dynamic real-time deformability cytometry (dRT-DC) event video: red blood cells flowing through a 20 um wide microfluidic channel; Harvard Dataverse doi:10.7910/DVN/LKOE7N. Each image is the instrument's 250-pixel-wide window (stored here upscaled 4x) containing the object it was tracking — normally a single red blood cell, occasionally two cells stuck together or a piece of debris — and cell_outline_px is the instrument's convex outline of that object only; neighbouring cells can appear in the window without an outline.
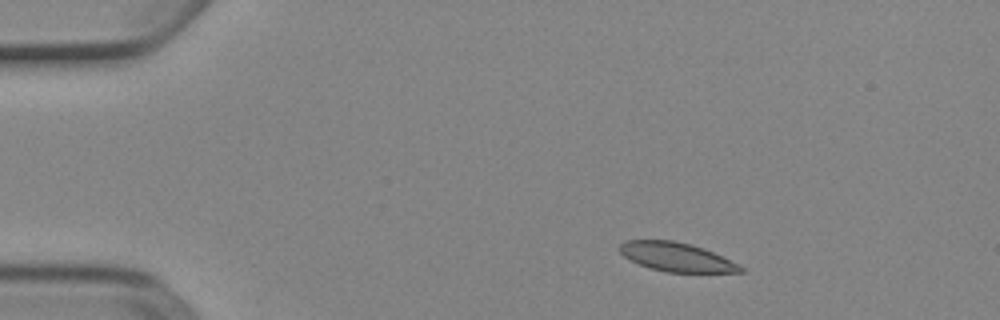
{"species": "Egyptian fruit bat (a non-hibernating species)", "species_latin": "Rousettus aegyptiacus", "temperature_condition": "cold", "stored_images_in_passage": 4, "camera_frame_rate_fps": 3000, "um_per_image_px": 0.085, "animal": {"sex": "female"}, "frame": {"image": 1, "passage_image": 2, "time_ms": 0.333, "image_size_px": [1000, 320], "cell_outline_px": [[744, 272], [664, 272], [648, 268], [624, 256], [616, 248], [624, 240], [672, 240], [692, 244], [704, 248], [740, 264], [744, 268]], "centroid_in_image_um": [57.49, 21.84], "position_along_channel_um": 27.5, "area_um2": 20.52}}
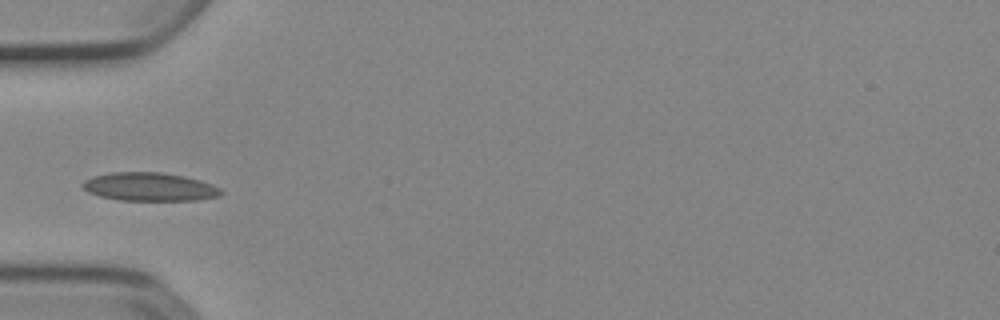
{"frame": {"image": 2, "passage_image": 4, "time_ms": 1.0, "image_size_px": [1000, 320], "cell_outline_px": [[224, 192], [220, 196], [196, 200], [120, 200], [100, 196], [88, 192], [80, 188], [80, 184], [84, 180], [92, 176], [112, 172], [160, 172], [184, 176], [200, 180], [212, 184], [220, 188]], "centroid_in_image_um": [12.68, 15.87], "position_along_channel_um": 72.3, "area_um2": 23.06}}